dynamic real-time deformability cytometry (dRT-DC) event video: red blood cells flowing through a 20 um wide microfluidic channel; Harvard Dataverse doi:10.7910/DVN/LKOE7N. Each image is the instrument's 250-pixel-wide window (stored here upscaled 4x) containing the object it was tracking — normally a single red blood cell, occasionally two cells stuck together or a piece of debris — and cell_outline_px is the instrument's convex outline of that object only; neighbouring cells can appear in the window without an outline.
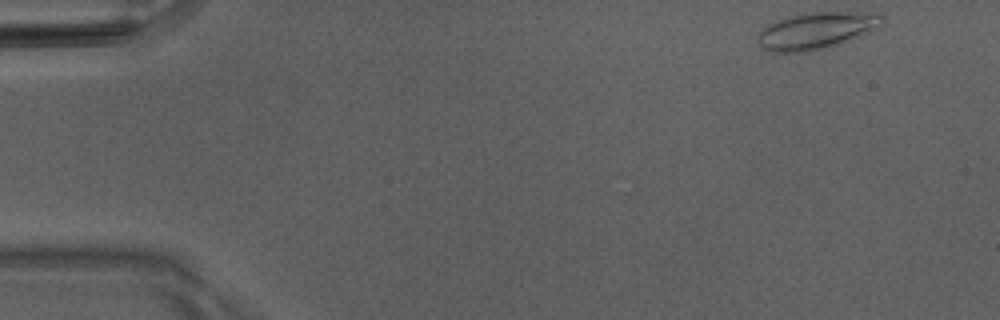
{"species": "Egyptian fruit bat (a non-hibernating species)", "species_latin": "Rousettus aegyptiacus", "temperature_condition": "room temperature", "stored_images_in_passage": 10, "camera_frame_rate_fps": 3000, "um_per_image_px": 0.085, "animal": {"sex": "male"}, "frame": {"image": 1, "passage_image": 1, "time_ms": 0.0, "image_size_px": [1000, 320], "cell_outline_px": [[884, 24], [880, 28], [852, 40], [824, 48], [808, 52], [772, 52], [764, 48], [760, 44], [756, 36], [768, 24], [776, 20], [792, 16], [812, 12], [848, 12], [884, 16]], "centroid_in_image_um": [69.41, 2.62], "position_along_channel_um": 15.6, "area_um2": 26.47}}